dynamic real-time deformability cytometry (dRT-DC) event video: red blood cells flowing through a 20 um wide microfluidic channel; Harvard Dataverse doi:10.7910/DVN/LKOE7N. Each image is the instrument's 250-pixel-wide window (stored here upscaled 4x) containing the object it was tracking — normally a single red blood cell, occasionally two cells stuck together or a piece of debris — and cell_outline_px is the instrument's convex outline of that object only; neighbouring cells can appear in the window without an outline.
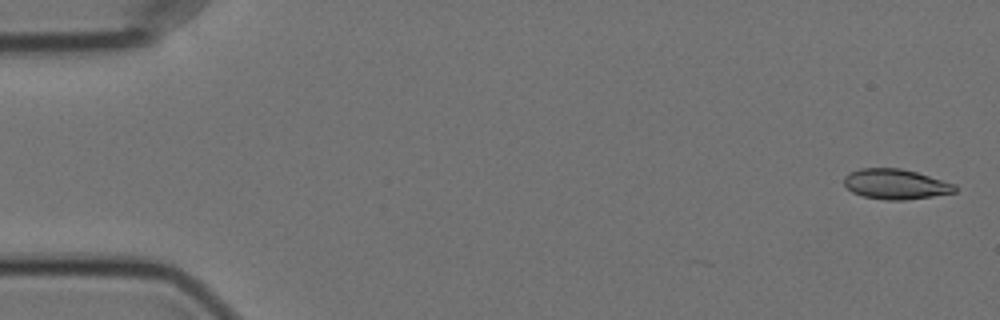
{"species": "Egyptian fruit bat (a non-hibernating species)", "species_latin": "Rousettus aegyptiacus", "temperature_condition": "cold", "stored_images_in_passage": 9, "camera_frame_rate_fps": 3000, "um_per_image_px": 0.085, "animal": {"sex": "female"}, "frame": {"image": 1, "passage_image": 2, "time_ms": 0.333, "image_size_px": [1000, 320], "cell_outline_px": [[956, 192], [932, 196], [904, 200], [884, 200], [864, 196], [852, 192], [844, 184], [844, 176], [848, 172], [860, 168], [900, 168], [916, 172], [956, 184]], "centroid_in_image_um": [76.11, 15.65], "position_along_channel_um": 8.9, "area_um2": 19.48}}